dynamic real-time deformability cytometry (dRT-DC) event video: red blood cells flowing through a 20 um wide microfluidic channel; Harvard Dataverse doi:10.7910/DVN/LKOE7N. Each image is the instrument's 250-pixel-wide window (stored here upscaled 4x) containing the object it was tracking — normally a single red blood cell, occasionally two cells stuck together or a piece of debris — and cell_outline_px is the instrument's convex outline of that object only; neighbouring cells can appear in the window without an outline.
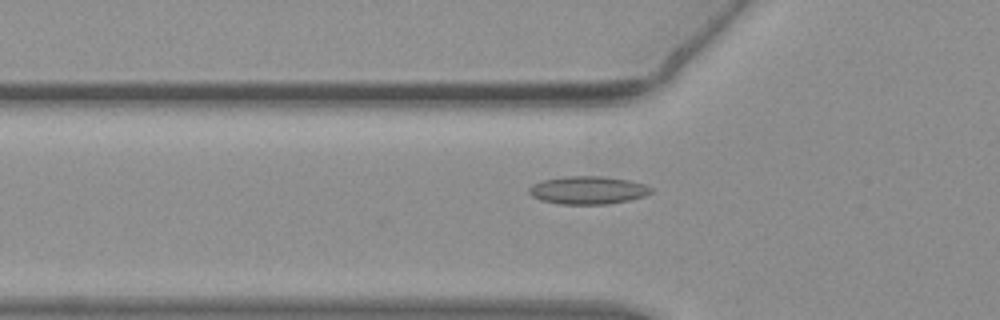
{"species": "common noctule bat (a hibernating species)", "species_latin": "Nyctalus noctula", "temperature_condition": "warm", "stored_images_in_passage": 33, "camera_frame_rate_fps": 3000, "um_per_image_px": 0.085, "animal": {"sex": "female", "body_mass_g": 19.3, "forearm_length_mm": 54.1}, "frame": {"image": 1, "passage_image": 2, "time_ms": 0.333, "image_size_px": [1000, 320], "cell_outline_px": [[656, 188], [652, 192], [644, 196], [628, 200], [608, 204], [560, 204], [540, 200], [532, 196], [528, 192], [528, 188], [532, 184], [544, 180], [564, 176], [604, 176], [628, 180], [644, 184]], "centroid_in_image_um": [49.98, 16.16], "position_along_channel_um": 75.8, "area_um2": 20.0}}
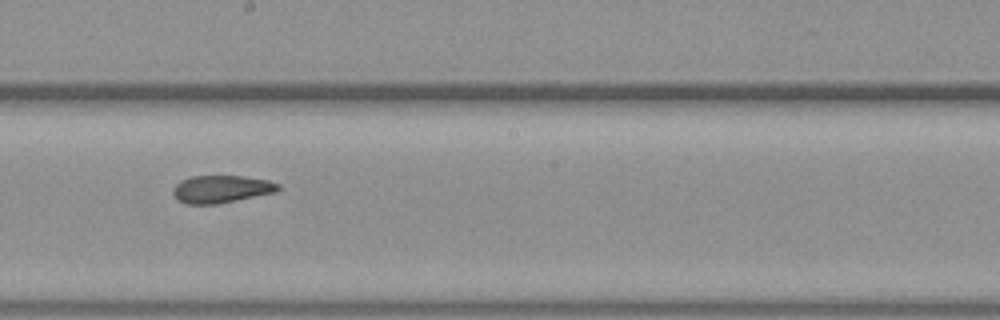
{"frame": {"image": 2, "passage_image": 14, "time_ms": 4.333, "image_size_px": [1000, 320], "cell_outline_px": [[280, 188], [276, 192], [216, 204], [184, 204], [176, 200], [172, 192], [172, 188], [180, 180], [192, 176], [244, 176], [268, 180], [280, 184]], "centroid_in_image_um": [18.77, 16.07], "position_along_channel_um": 229.4, "area_um2": 16.99}}
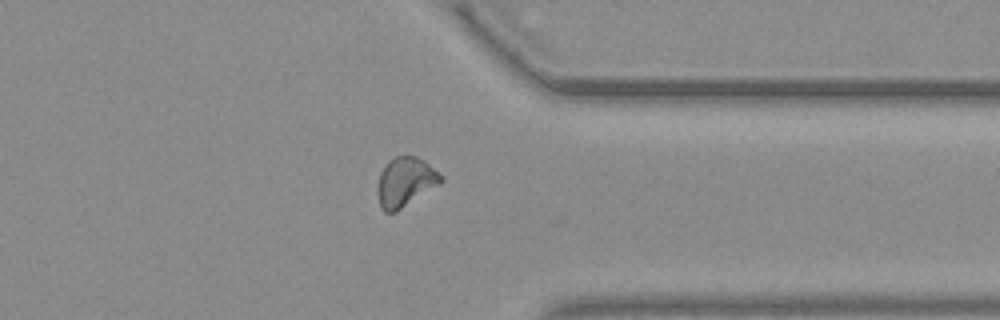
{"frame": {"image": 3, "passage_image": 26, "time_ms": 8.333, "image_size_px": [1000, 320], "cell_outline_px": [[444, 180], [440, 184], [396, 212], [384, 212], [380, 208], [380, 172], [388, 160], [396, 156], [416, 156], [424, 160], [444, 176]], "centroid_in_image_um": [34.51, 15.45], "position_along_channel_um": 376.9, "area_um2": 17.98}}